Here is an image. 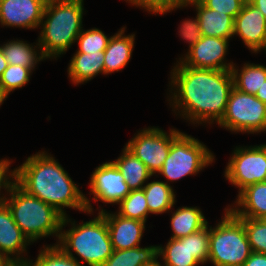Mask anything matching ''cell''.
<instances>
[{"label": "cell", "instance_id": "24", "mask_svg": "<svg viewBox=\"0 0 266 266\" xmlns=\"http://www.w3.org/2000/svg\"><path fill=\"white\" fill-rule=\"evenodd\" d=\"M158 259V246L113 250L101 266H150Z\"/></svg>", "mask_w": 266, "mask_h": 266}, {"label": "cell", "instance_id": "13", "mask_svg": "<svg viewBox=\"0 0 266 266\" xmlns=\"http://www.w3.org/2000/svg\"><path fill=\"white\" fill-rule=\"evenodd\" d=\"M90 179V194L95 202L119 204L131 191L113 161L96 167Z\"/></svg>", "mask_w": 266, "mask_h": 266}, {"label": "cell", "instance_id": "27", "mask_svg": "<svg viewBox=\"0 0 266 266\" xmlns=\"http://www.w3.org/2000/svg\"><path fill=\"white\" fill-rule=\"evenodd\" d=\"M145 193L149 213L162 214L174 206L175 194L168 182L152 181L142 188Z\"/></svg>", "mask_w": 266, "mask_h": 266}, {"label": "cell", "instance_id": "29", "mask_svg": "<svg viewBox=\"0 0 266 266\" xmlns=\"http://www.w3.org/2000/svg\"><path fill=\"white\" fill-rule=\"evenodd\" d=\"M119 214L122 217L146 222L149 208L143 189L131 190L119 203Z\"/></svg>", "mask_w": 266, "mask_h": 266}, {"label": "cell", "instance_id": "40", "mask_svg": "<svg viewBox=\"0 0 266 266\" xmlns=\"http://www.w3.org/2000/svg\"><path fill=\"white\" fill-rule=\"evenodd\" d=\"M7 67H8V62L6 61L4 54L0 48V77Z\"/></svg>", "mask_w": 266, "mask_h": 266}, {"label": "cell", "instance_id": "41", "mask_svg": "<svg viewBox=\"0 0 266 266\" xmlns=\"http://www.w3.org/2000/svg\"><path fill=\"white\" fill-rule=\"evenodd\" d=\"M14 264L11 263L5 256L0 255V266H13Z\"/></svg>", "mask_w": 266, "mask_h": 266}, {"label": "cell", "instance_id": "37", "mask_svg": "<svg viewBox=\"0 0 266 266\" xmlns=\"http://www.w3.org/2000/svg\"><path fill=\"white\" fill-rule=\"evenodd\" d=\"M243 266H266V254L252 252Z\"/></svg>", "mask_w": 266, "mask_h": 266}, {"label": "cell", "instance_id": "22", "mask_svg": "<svg viewBox=\"0 0 266 266\" xmlns=\"http://www.w3.org/2000/svg\"><path fill=\"white\" fill-rule=\"evenodd\" d=\"M122 155L113 161L122 173L130 190H140L153 174L145 164L139 160L131 151L124 147Z\"/></svg>", "mask_w": 266, "mask_h": 266}, {"label": "cell", "instance_id": "43", "mask_svg": "<svg viewBox=\"0 0 266 266\" xmlns=\"http://www.w3.org/2000/svg\"><path fill=\"white\" fill-rule=\"evenodd\" d=\"M6 96L2 93L1 89H0V105L3 103L4 100H6Z\"/></svg>", "mask_w": 266, "mask_h": 266}, {"label": "cell", "instance_id": "19", "mask_svg": "<svg viewBox=\"0 0 266 266\" xmlns=\"http://www.w3.org/2000/svg\"><path fill=\"white\" fill-rule=\"evenodd\" d=\"M193 5L197 11V18L201 34L207 37H218L229 39L234 36V19L225 13L211 10L203 6L199 1L189 3Z\"/></svg>", "mask_w": 266, "mask_h": 266}, {"label": "cell", "instance_id": "28", "mask_svg": "<svg viewBox=\"0 0 266 266\" xmlns=\"http://www.w3.org/2000/svg\"><path fill=\"white\" fill-rule=\"evenodd\" d=\"M43 248L34 263L26 259L21 266H85L78 262L77 257L74 259L66 254L57 244Z\"/></svg>", "mask_w": 266, "mask_h": 266}, {"label": "cell", "instance_id": "1", "mask_svg": "<svg viewBox=\"0 0 266 266\" xmlns=\"http://www.w3.org/2000/svg\"><path fill=\"white\" fill-rule=\"evenodd\" d=\"M173 71V72H172ZM171 71V106L191 123H219L225 114L233 88L231 70L199 69L181 61Z\"/></svg>", "mask_w": 266, "mask_h": 266}, {"label": "cell", "instance_id": "25", "mask_svg": "<svg viewBox=\"0 0 266 266\" xmlns=\"http://www.w3.org/2000/svg\"><path fill=\"white\" fill-rule=\"evenodd\" d=\"M37 45L39 46V43H36V46L34 45L33 47L27 42L17 39L16 41H8L0 48L8 64L20 65L33 71L39 61L45 60L43 54L37 52L36 48H40Z\"/></svg>", "mask_w": 266, "mask_h": 266}, {"label": "cell", "instance_id": "32", "mask_svg": "<svg viewBox=\"0 0 266 266\" xmlns=\"http://www.w3.org/2000/svg\"><path fill=\"white\" fill-rule=\"evenodd\" d=\"M110 37L106 36L103 31L98 28H92L80 32L77 37L78 51L76 53H96L97 51H105Z\"/></svg>", "mask_w": 266, "mask_h": 266}, {"label": "cell", "instance_id": "8", "mask_svg": "<svg viewBox=\"0 0 266 266\" xmlns=\"http://www.w3.org/2000/svg\"><path fill=\"white\" fill-rule=\"evenodd\" d=\"M218 125L236 133L266 131V104L255 95L243 93L233 87L225 114Z\"/></svg>", "mask_w": 266, "mask_h": 266}, {"label": "cell", "instance_id": "39", "mask_svg": "<svg viewBox=\"0 0 266 266\" xmlns=\"http://www.w3.org/2000/svg\"><path fill=\"white\" fill-rule=\"evenodd\" d=\"M255 96L266 104V81L263 82V85L258 89Z\"/></svg>", "mask_w": 266, "mask_h": 266}, {"label": "cell", "instance_id": "15", "mask_svg": "<svg viewBox=\"0 0 266 266\" xmlns=\"http://www.w3.org/2000/svg\"><path fill=\"white\" fill-rule=\"evenodd\" d=\"M252 53L261 52L266 46V19L248 0L234 19V33Z\"/></svg>", "mask_w": 266, "mask_h": 266}, {"label": "cell", "instance_id": "30", "mask_svg": "<svg viewBox=\"0 0 266 266\" xmlns=\"http://www.w3.org/2000/svg\"><path fill=\"white\" fill-rule=\"evenodd\" d=\"M32 70L20 65H10L4 70L0 77V89L7 97L15 89L22 88L30 80Z\"/></svg>", "mask_w": 266, "mask_h": 266}, {"label": "cell", "instance_id": "18", "mask_svg": "<svg viewBox=\"0 0 266 266\" xmlns=\"http://www.w3.org/2000/svg\"><path fill=\"white\" fill-rule=\"evenodd\" d=\"M237 196L235 208L228 209L238 218L261 219L266 215V182L249 185Z\"/></svg>", "mask_w": 266, "mask_h": 266}, {"label": "cell", "instance_id": "45", "mask_svg": "<svg viewBox=\"0 0 266 266\" xmlns=\"http://www.w3.org/2000/svg\"><path fill=\"white\" fill-rule=\"evenodd\" d=\"M261 219L266 223V215Z\"/></svg>", "mask_w": 266, "mask_h": 266}, {"label": "cell", "instance_id": "23", "mask_svg": "<svg viewBox=\"0 0 266 266\" xmlns=\"http://www.w3.org/2000/svg\"><path fill=\"white\" fill-rule=\"evenodd\" d=\"M172 239H180L204 228L208 222L197 207L182 206L171 216Z\"/></svg>", "mask_w": 266, "mask_h": 266}, {"label": "cell", "instance_id": "3", "mask_svg": "<svg viewBox=\"0 0 266 266\" xmlns=\"http://www.w3.org/2000/svg\"><path fill=\"white\" fill-rule=\"evenodd\" d=\"M83 0H48L40 23L38 38L44 58L66 53L82 31ZM45 19V20H43Z\"/></svg>", "mask_w": 266, "mask_h": 266}, {"label": "cell", "instance_id": "11", "mask_svg": "<svg viewBox=\"0 0 266 266\" xmlns=\"http://www.w3.org/2000/svg\"><path fill=\"white\" fill-rule=\"evenodd\" d=\"M210 228L208 224L201 230L180 239L170 238L166 246H158V257L162 256V266H197L208 263Z\"/></svg>", "mask_w": 266, "mask_h": 266}, {"label": "cell", "instance_id": "12", "mask_svg": "<svg viewBox=\"0 0 266 266\" xmlns=\"http://www.w3.org/2000/svg\"><path fill=\"white\" fill-rule=\"evenodd\" d=\"M228 45L229 39L202 35L201 39L189 49L184 58L182 57L179 60L185 66L192 68L231 70L236 64L224 61Z\"/></svg>", "mask_w": 266, "mask_h": 266}, {"label": "cell", "instance_id": "31", "mask_svg": "<svg viewBox=\"0 0 266 266\" xmlns=\"http://www.w3.org/2000/svg\"><path fill=\"white\" fill-rule=\"evenodd\" d=\"M239 219L243 222L251 251L266 254V223L262 219Z\"/></svg>", "mask_w": 266, "mask_h": 266}, {"label": "cell", "instance_id": "5", "mask_svg": "<svg viewBox=\"0 0 266 266\" xmlns=\"http://www.w3.org/2000/svg\"><path fill=\"white\" fill-rule=\"evenodd\" d=\"M71 220L65 216L61 223V231L56 243L66 254L75 259L72 252L80 256L78 262L86 263L88 266H101L113 252L111 238L104 215L99 212L92 220L75 224L67 231H62L63 226ZM73 250V251H72Z\"/></svg>", "mask_w": 266, "mask_h": 266}, {"label": "cell", "instance_id": "36", "mask_svg": "<svg viewBox=\"0 0 266 266\" xmlns=\"http://www.w3.org/2000/svg\"><path fill=\"white\" fill-rule=\"evenodd\" d=\"M10 160L8 159H2L0 160V191L2 187L6 190L8 184L11 182V177H12V171H9L10 167ZM10 172V174H9ZM9 176V177H8ZM4 197H0V202H2Z\"/></svg>", "mask_w": 266, "mask_h": 266}, {"label": "cell", "instance_id": "33", "mask_svg": "<svg viewBox=\"0 0 266 266\" xmlns=\"http://www.w3.org/2000/svg\"><path fill=\"white\" fill-rule=\"evenodd\" d=\"M128 3L134 4L136 7H142L153 14H165L174 9L186 7L181 5L177 0H125Z\"/></svg>", "mask_w": 266, "mask_h": 266}, {"label": "cell", "instance_id": "38", "mask_svg": "<svg viewBox=\"0 0 266 266\" xmlns=\"http://www.w3.org/2000/svg\"><path fill=\"white\" fill-rule=\"evenodd\" d=\"M253 6H255L266 19V0H248Z\"/></svg>", "mask_w": 266, "mask_h": 266}, {"label": "cell", "instance_id": "7", "mask_svg": "<svg viewBox=\"0 0 266 266\" xmlns=\"http://www.w3.org/2000/svg\"><path fill=\"white\" fill-rule=\"evenodd\" d=\"M213 153L199 140L181 132L171 143L168 156L158 174L169 181L195 175L214 161Z\"/></svg>", "mask_w": 266, "mask_h": 266}, {"label": "cell", "instance_id": "9", "mask_svg": "<svg viewBox=\"0 0 266 266\" xmlns=\"http://www.w3.org/2000/svg\"><path fill=\"white\" fill-rule=\"evenodd\" d=\"M233 152L224 176L239 192L249 185L266 182V144L236 147Z\"/></svg>", "mask_w": 266, "mask_h": 266}, {"label": "cell", "instance_id": "44", "mask_svg": "<svg viewBox=\"0 0 266 266\" xmlns=\"http://www.w3.org/2000/svg\"><path fill=\"white\" fill-rule=\"evenodd\" d=\"M150 266H162L160 262L156 261L153 265Z\"/></svg>", "mask_w": 266, "mask_h": 266}, {"label": "cell", "instance_id": "17", "mask_svg": "<svg viewBox=\"0 0 266 266\" xmlns=\"http://www.w3.org/2000/svg\"><path fill=\"white\" fill-rule=\"evenodd\" d=\"M107 222L113 250L132 249L140 246L145 223L100 209Z\"/></svg>", "mask_w": 266, "mask_h": 266}, {"label": "cell", "instance_id": "10", "mask_svg": "<svg viewBox=\"0 0 266 266\" xmlns=\"http://www.w3.org/2000/svg\"><path fill=\"white\" fill-rule=\"evenodd\" d=\"M180 133L181 131L173 128L169 134L156 127L144 128L125 147L141 160L153 175H156L163 167L172 141Z\"/></svg>", "mask_w": 266, "mask_h": 266}, {"label": "cell", "instance_id": "20", "mask_svg": "<svg viewBox=\"0 0 266 266\" xmlns=\"http://www.w3.org/2000/svg\"><path fill=\"white\" fill-rule=\"evenodd\" d=\"M126 27L111 36L104 51L105 75L123 69L131 59L135 34L123 35Z\"/></svg>", "mask_w": 266, "mask_h": 266}, {"label": "cell", "instance_id": "35", "mask_svg": "<svg viewBox=\"0 0 266 266\" xmlns=\"http://www.w3.org/2000/svg\"><path fill=\"white\" fill-rule=\"evenodd\" d=\"M180 36L189 43V49L195 45L202 37L199 20L187 19L180 25Z\"/></svg>", "mask_w": 266, "mask_h": 266}, {"label": "cell", "instance_id": "42", "mask_svg": "<svg viewBox=\"0 0 266 266\" xmlns=\"http://www.w3.org/2000/svg\"><path fill=\"white\" fill-rule=\"evenodd\" d=\"M181 5H188L189 3L199 1V0H177Z\"/></svg>", "mask_w": 266, "mask_h": 266}, {"label": "cell", "instance_id": "6", "mask_svg": "<svg viewBox=\"0 0 266 266\" xmlns=\"http://www.w3.org/2000/svg\"><path fill=\"white\" fill-rule=\"evenodd\" d=\"M221 222L210 227L209 258L214 266H243L252 253L243 222L228 208Z\"/></svg>", "mask_w": 266, "mask_h": 266}, {"label": "cell", "instance_id": "2", "mask_svg": "<svg viewBox=\"0 0 266 266\" xmlns=\"http://www.w3.org/2000/svg\"><path fill=\"white\" fill-rule=\"evenodd\" d=\"M12 180L26 193L52 205L64 217V207L93 213L90 200L57 160L45 151L29 156L12 170Z\"/></svg>", "mask_w": 266, "mask_h": 266}, {"label": "cell", "instance_id": "34", "mask_svg": "<svg viewBox=\"0 0 266 266\" xmlns=\"http://www.w3.org/2000/svg\"><path fill=\"white\" fill-rule=\"evenodd\" d=\"M247 0H199V2L211 9L230 15L233 19L242 10Z\"/></svg>", "mask_w": 266, "mask_h": 266}, {"label": "cell", "instance_id": "26", "mask_svg": "<svg viewBox=\"0 0 266 266\" xmlns=\"http://www.w3.org/2000/svg\"><path fill=\"white\" fill-rule=\"evenodd\" d=\"M235 67L231 68L233 87L243 93L256 95L258 89L266 81V66L245 63L241 70Z\"/></svg>", "mask_w": 266, "mask_h": 266}, {"label": "cell", "instance_id": "4", "mask_svg": "<svg viewBox=\"0 0 266 266\" xmlns=\"http://www.w3.org/2000/svg\"><path fill=\"white\" fill-rule=\"evenodd\" d=\"M9 199L3 201L8 205L15 223L30 242L42 237L55 235L60 237L61 223L64 216L52 205L21 189L13 180L8 184Z\"/></svg>", "mask_w": 266, "mask_h": 266}, {"label": "cell", "instance_id": "16", "mask_svg": "<svg viewBox=\"0 0 266 266\" xmlns=\"http://www.w3.org/2000/svg\"><path fill=\"white\" fill-rule=\"evenodd\" d=\"M30 243L15 223L8 205L4 201L0 202V255L14 265H21L26 258L23 259L20 255L27 251Z\"/></svg>", "mask_w": 266, "mask_h": 266}, {"label": "cell", "instance_id": "21", "mask_svg": "<svg viewBox=\"0 0 266 266\" xmlns=\"http://www.w3.org/2000/svg\"><path fill=\"white\" fill-rule=\"evenodd\" d=\"M104 51L75 53L68 66V76L74 84L87 82L99 73L105 74Z\"/></svg>", "mask_w": 266, "mask_h": 266}, {"label": "cell", "instance_id": "14", "mask_svg": "<svg viewBox=\"0 0 266 266\" xmlns=\"http://www.w3.org/2000/svg\"><path fill=\"white\" fill-rule=\"evenodd\" d=\"M46 0H0V23L34 29L40 26Z\"/></svg>", "mask_w": 266, "mask_h": 266}]
</instances>
